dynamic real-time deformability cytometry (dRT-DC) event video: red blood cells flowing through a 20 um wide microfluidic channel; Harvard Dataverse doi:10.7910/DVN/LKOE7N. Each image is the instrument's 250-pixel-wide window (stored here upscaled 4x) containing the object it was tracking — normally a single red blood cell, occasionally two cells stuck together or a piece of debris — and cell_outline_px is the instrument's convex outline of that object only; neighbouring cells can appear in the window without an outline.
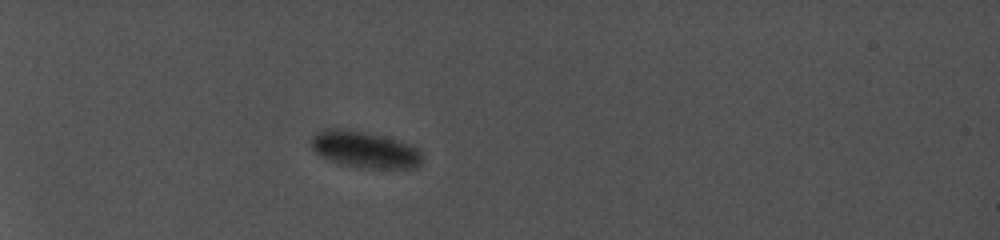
{"species": "common noctule bat (a hibernating species)", "species_latin": "Nyctalus noctula", "temperature_condition": "cold", "stored_images_in_passage": 30, "camera_frame_rate_fps": 5000, "um_per_image_px": 0.085, "animal": {"sex": "female", "body_mass_g": 19.0, "forearm_length_mm": 56.7}, "frame": {"image": 1, "passage_image": 1, "time_ms": 0.0, "image_size_px": [1000, 240], "cell_outline_px": [[420, 164], [416, 168], [360, 168], [340, 164], [328, 160], [320, 156], [312, 148], [312, 136], [324, 128], [344, 128], [384, 136], [412, 144], [420, 148]], "centroid_in_image_um": [31.0, 12.71], "position_along_channel_um": 54.0, "area_um2": 23.87}}
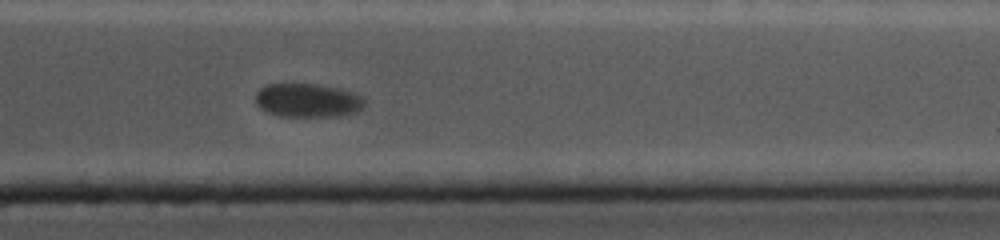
{"frame": {"image": 2, "passage_image": 26, "time_ms": 10.8, "image_size_px": [1000, 240], "cell_outline_px": [[364, 104], [356, 112], [336, 116], [280, 116], [268, 112], [260, 108], [256, 104], [256, 92], [264, 84], [320, 84], [340, 88], [356, 92], [364, 96]], "centroid_in_image_um": [26.16, 8.51], "position_along_channel_um": 385.2, "area_um2": 21.62}}
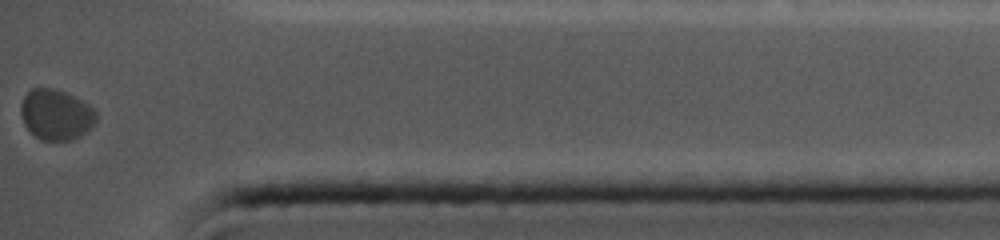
{"frame": {"image": 3, "passage_image": 30, "time_ms": 12.2, "image_size_px": [1000, 240], "cell_outline_px": [[96, 120], [92, 128], [80, 136], [72, 140], [40, 140], [24, 124], [20, 112], [20, 104], [24, 96], [32, 88], [52, 88], [64, 92], [88, 104], [96, 112]], "centroid_in_image_um": [4.76, 9.75], "position_along_channel_um": 430.4, "area_um2": 22.08}}